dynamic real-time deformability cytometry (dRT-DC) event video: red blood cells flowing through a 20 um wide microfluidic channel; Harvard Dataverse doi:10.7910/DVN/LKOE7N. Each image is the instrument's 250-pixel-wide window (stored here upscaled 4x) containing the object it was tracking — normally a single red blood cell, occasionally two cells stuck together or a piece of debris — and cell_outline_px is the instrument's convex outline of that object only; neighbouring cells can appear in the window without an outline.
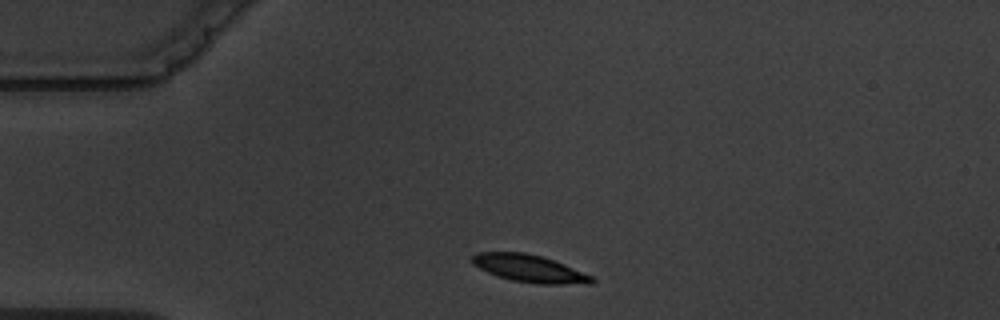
{"species": "common noctule bat (a hibernating species)", "species_latin": "Nyctalus noctula", "temperature_condition": "warm", "stored_images_in_passage": 2, "camera_frame_rate_fps": 3000, "um_per_image_px": 0.085, "animal": {"sex": "male", "body_mass_g": 19.5, "forearm_length_mm": 54.6}, "frame": {"image": 1, "passage_image": 1, "time_ms": 0.0, "image_size_px": [1000, 320], "cell_outline_px": [[596, 280], [592, 284], [536, 284], [512, 280], [496, 276], [472, 264], [472, 256], [476, 252], [524, 252], [540, 256], [564, 264], [592, 276]], "centroid_in_image_um": [45.0, 22.83], "position_along_channel_um": 40.0, "area_um2": 19.07}}